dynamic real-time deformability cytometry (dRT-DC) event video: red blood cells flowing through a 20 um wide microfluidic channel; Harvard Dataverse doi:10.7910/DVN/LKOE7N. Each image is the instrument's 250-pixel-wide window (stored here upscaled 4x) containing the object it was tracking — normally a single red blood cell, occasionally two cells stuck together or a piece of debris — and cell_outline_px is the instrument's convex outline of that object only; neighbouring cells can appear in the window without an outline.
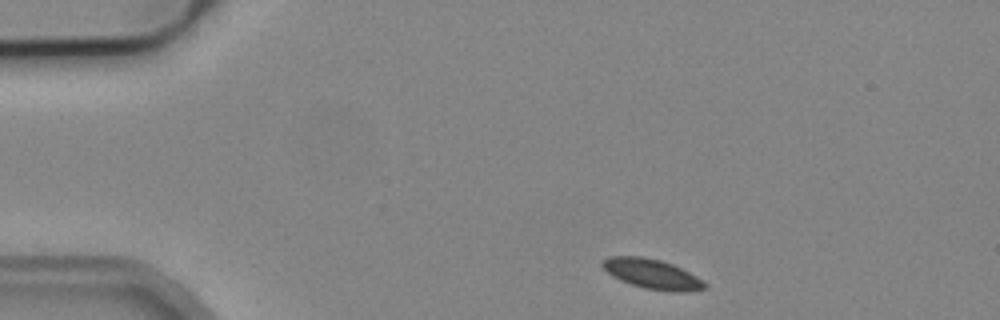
{"species": "common noctule bat (a hibernating species)", "species_latin": "Nyctalus noctula", "temperature_condition": "cold", "stored_images_in_passage": 5, "camera_frame_rate_fps": 3000, "um_per_image_px": 0.085, "animal": {"sex": "male", "body_mass_g": 19.2, "forearm_length_mm": 51.8}, "frame": {"image": 1, "passage_image": 1, "time_ms": 0.0, "image_size_px": [1000, 320], "cell_outline_px": [[708, 288], [688, 292], [672, 292], [644, 288], [620, 280], [612, 276], [600, 264], [608, 256], [644, 256], [660, 260], [672, 264], [696, 276], [708, 284]], "centroid_in_image_um": [55.45, 23.29], "position_along_channel_um": 29.5, "area_um2": 17.8}}
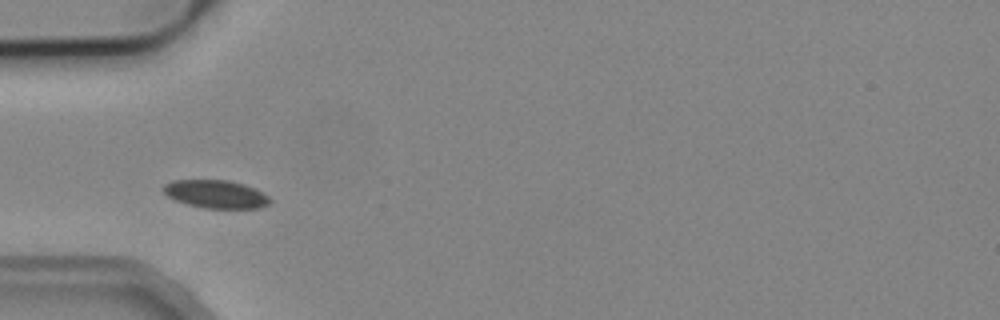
{"frame": {"image": 2, "passage_image": 3, "time_ms": 2.667, "image_size_px": [1000, 320], "cell_outline_px": [[272, 200], [268, 204], [260, 208], [204, 208], [188, 204], [176, 200], [168, 196], [164, 192], [164, 184], [172, 180], [228, 180], [244, 184], [268, 196]], "centroid_in_image_um": [18.34, 16.5], "position_along_channel_um": 66.7, "area_um2": 17.22}}